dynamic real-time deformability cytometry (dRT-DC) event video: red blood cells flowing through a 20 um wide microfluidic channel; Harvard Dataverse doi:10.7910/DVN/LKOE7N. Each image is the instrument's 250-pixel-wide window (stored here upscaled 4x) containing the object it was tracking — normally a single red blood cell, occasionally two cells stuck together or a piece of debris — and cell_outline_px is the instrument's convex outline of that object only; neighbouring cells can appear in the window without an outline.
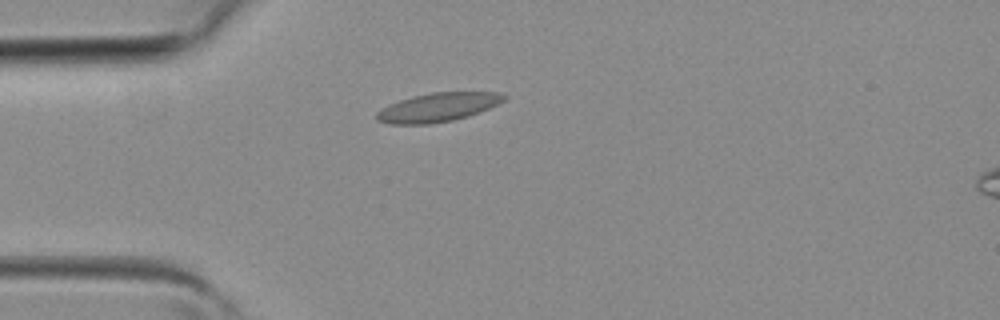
{"species": "common noctule bat (a hibernating species)", "species_latin": "Nyctalus noctula", "temperature_condition": "room temperature", "stored_images_in_passage": 2, "camera_frame_rate_fps": 3000, "um_per_image_px": 0.085, "animal": {"sex": "female", "body_mass_g": 19.3, "forearm_length_mm": 54.1}, "frame": {"image": 1, "passage_image": 1, "time_ms": 0.0, "image_size_px": [1000, 320], "cell_outline_px": [[508, 96], [504, 100], [488, 108], [468, 116], [452, 120], [428, 124], [388, 124], [376, 120], [376, 112], [380, 108], [400, 100], [412, 96], [432, 92], [500, 92]], "centroid_in_image_um": [37.18, 9.12], "position_along_channel_um": 47.8, "area_um2": 21.33}}